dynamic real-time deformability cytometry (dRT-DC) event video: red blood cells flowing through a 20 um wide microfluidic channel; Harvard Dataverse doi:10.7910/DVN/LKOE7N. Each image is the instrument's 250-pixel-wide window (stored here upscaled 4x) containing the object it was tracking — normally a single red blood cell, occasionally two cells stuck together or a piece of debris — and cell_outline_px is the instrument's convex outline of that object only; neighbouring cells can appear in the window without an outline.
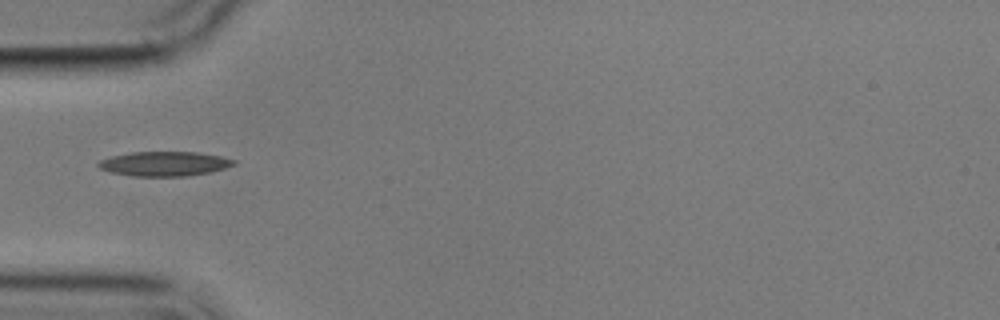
{"species": "common noctule bat (a hibernating species)", "species_latin": "Nyctalus noctula", "temperature_condition": "cold", "stored_images_in_passage": 6, "camera_frame_rate_fps": 3000, "um_per_image_px": 0.085, "animal": {"sex": "male", "body_mass_g": 17.9}, "frame": {"image": 1, "passage_image": 6, "time_ms": 5.667, "image_size_px": [1000, 320], "cell_outline_px": [[236, 164], [212, 172], [188, 176], [132, 176], [108, 172], [100, 168], [96, 164], [100, 160], [112, 156], [132, 152], [196, 152], [220, 156], [236, 160]], "centroid_in_image_um": [13.97, 13.92], "position_along_channel_um": 71.0, "area_um2": 19.42}}